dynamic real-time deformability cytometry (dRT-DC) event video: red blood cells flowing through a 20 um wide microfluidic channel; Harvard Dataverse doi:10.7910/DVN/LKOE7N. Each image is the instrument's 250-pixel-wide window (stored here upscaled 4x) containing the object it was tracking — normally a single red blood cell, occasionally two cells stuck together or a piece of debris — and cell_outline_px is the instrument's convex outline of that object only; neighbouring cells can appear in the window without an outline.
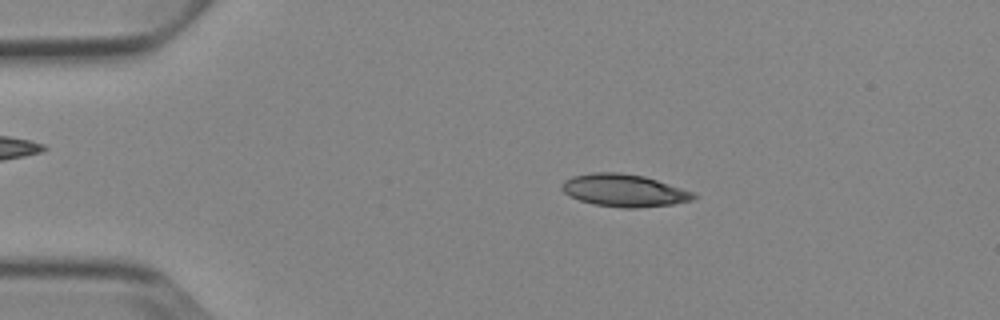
{"species": "Egyptian fruit bat (a non-hibernating species)", "species_latin": "Rousettus aegyptiacus", "temperature_condition": "cold", "stored_images_in_passage": 5, "camera_frame_rate_fps": 3000, "um_per_image_px": 0.085, "animal": {"sex": "female"}, "frame": {"image": 1, "passage_image": 3, "time_ms": 2.333, "image_size_px": [1000, 320], "cell_outline_px": [[696, 196], [692, 200], [672, 204], [640, 208], [624, 208], [592, 204], [580, 200], [564, 192], [560, 188], [560, 184], [564, 180], [572, 176], [592, 172], [620, 172], [644, 176], [696, 192]], "centroid_in_image_um": [53.04, 16.18], "position_along_channel_um": 32.0, "area_um2": 25.09}}
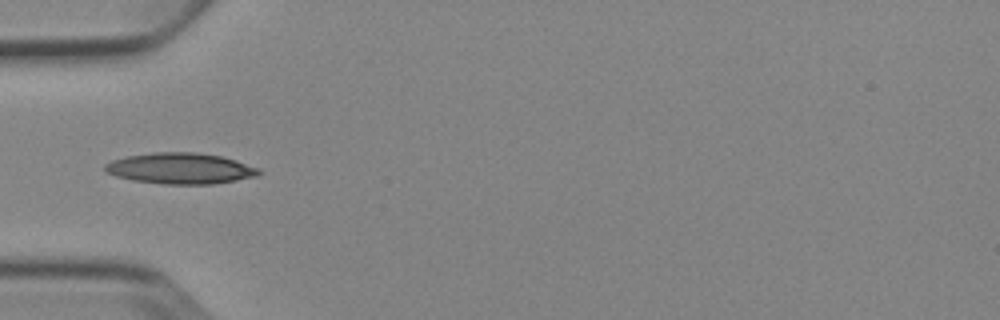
{"frame": {"image": 2, "passage_image": 5, "time_ms": 4.667, "image_size_px": [1000, 320], "cell_outline_px": [[264, 172], [256, 176], [236, 180], [212, 184], [164, 184], [132, 180], [116, 176], [104, 172], [104, 164], [112, 160], [128, 156], [152, 152], [196, 152], [220, 156], [236, 160], [260, 168]], "centroid_in_image_um": [15.34, 14.31], "position_along_channel_um": 69.7, "area_um2": 27.92}}